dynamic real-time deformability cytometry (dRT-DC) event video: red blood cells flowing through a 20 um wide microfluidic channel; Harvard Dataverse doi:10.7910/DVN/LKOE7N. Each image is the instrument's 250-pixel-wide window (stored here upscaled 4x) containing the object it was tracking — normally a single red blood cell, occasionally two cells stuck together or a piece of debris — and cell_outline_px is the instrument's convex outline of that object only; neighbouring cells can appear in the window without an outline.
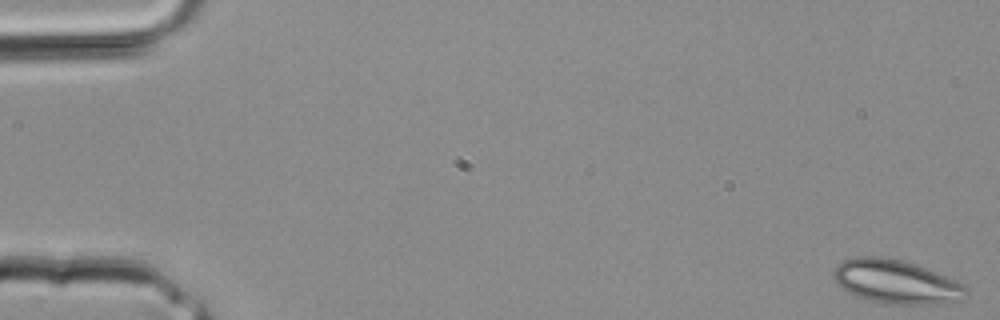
{"species": "common noctule bat (a hibernating species)", "species_latin": "Nyctalus noctula", "temperature_condition": "room temperature", "stored_images_in_passage": 3, "camera_frame_rate_fps": 3000, "um_per_image_px": 0.085, "animal": {"sex": "male", "body_mass_g": 20.4}, "frame": {"image": 1, "passage_image": 1, "time_ms": 0.0, "image_size_px": [1000, 320], "cell_outline_px": [[968, 292], [960, 300], [940, 304], [892, 304], [868, 300], [848, 292], [836, 284], [832, 276], [832, 272], [836, 264], [844, 260], [856, 256], [880, 256], [900, 260], [916, 264], [948, 276], [964, 284]], "centroid_in_image_um": [76.15, 23.94], "position_along_channel_um": 8.8, "area_um2": 34.04}}